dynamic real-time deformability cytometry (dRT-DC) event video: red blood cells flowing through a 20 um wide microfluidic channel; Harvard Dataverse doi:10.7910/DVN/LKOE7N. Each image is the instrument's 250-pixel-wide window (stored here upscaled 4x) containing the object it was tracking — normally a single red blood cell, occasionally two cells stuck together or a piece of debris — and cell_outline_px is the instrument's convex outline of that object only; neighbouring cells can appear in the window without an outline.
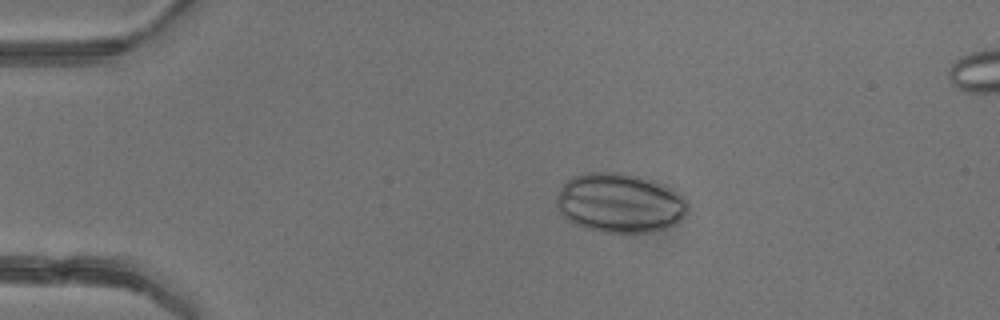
{"species": "common noctule bat (a hibernating species)", "species_latin": "Nyctalus noctula", "temperature_condition": "warm", "stored_images_in_passage": 5, "camera_frame_rate_fps": 3000, "um_per_image_px": 0.085, "animal": {"sex": "female"}, "frame": {"image": 1, "passage_image": 3, "time_ms": 2.333, "image_size_px": [1000, 320], "cell_outline_px": [[688, 212], [676, 224], [652, 232], [600, 232], [584, 228], [568, 220], [560, 212], [556, 204], [556, 196], [564, 184], [572, 176], [584, 172], [616, 172], [636, 176], [648, 180], [676, 192], [684, 196], [688, 204]], "centroid_in_image_um": [52.65, 17.27], "position_along_channel_um": 32.3, "area_um2": 45.14}}